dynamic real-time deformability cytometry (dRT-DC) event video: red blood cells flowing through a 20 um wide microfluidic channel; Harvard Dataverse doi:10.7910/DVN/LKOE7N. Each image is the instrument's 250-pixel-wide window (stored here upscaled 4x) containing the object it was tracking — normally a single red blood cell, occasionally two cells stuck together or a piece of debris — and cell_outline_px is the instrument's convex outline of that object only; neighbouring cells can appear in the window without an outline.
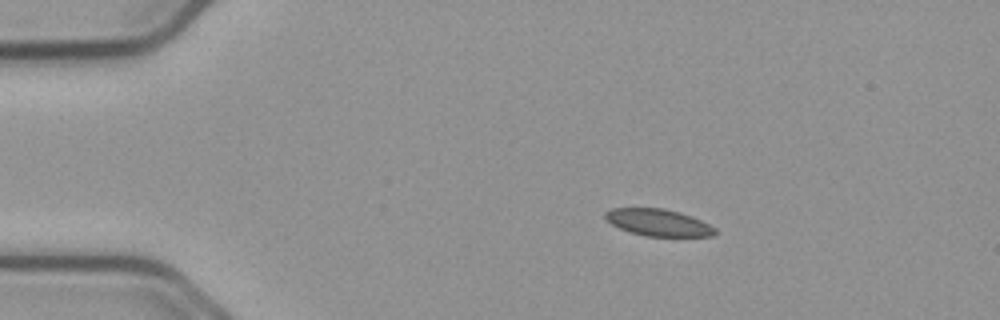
{"species": "common noctule bat (a hibernating species)", "species_latin": "Nyctalus noctula", "temperature_condition": "cold", "stored_images_in_passage": 47, "camera_frame_rate_fps": 3000, "um_per_image_px": 0.085, "animal": {"sex": "male", "body_mass_g": 23.1, "forearm_length_mm": 52.7}, "frame": {"image": 1, "passage_image": 1, "time_ms": 0.0, "image_size_px": [1000, 320], "cell_outline_px": [[716, 232], [712, 236], [644, 236], [628, 232], [604, 220], [604, 212], [612, 208], [664, 208], [680, 212], [692, 216], [716, 228]], "centroid_in_image_um": [55.91, 18.91], "position_along_channel_um": 29.1, "area_um2": 17.34}}
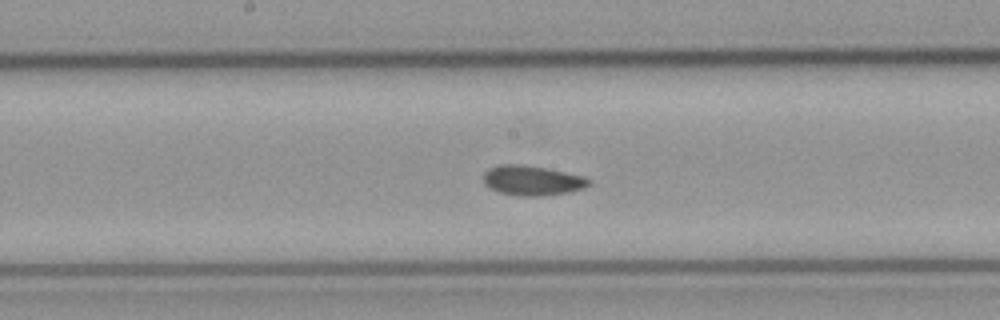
{"frame": {"image": 2, "passage_image": 20, "time_ms": 6.333, "image_size_px": [1000, 320], "cell_outline_px": [[592, 180], [584, 188], [568, 192], [540, 196], [516, 196], [500, 192], [488, 188], [484, 184], [484, 172], [488, 168], [500, 164], [524, 164], [584, 176]], "centroid_in_image_um": [45.2, 15.34], "position_along_channel_um": 203.0, "area_um2": 18.38}}
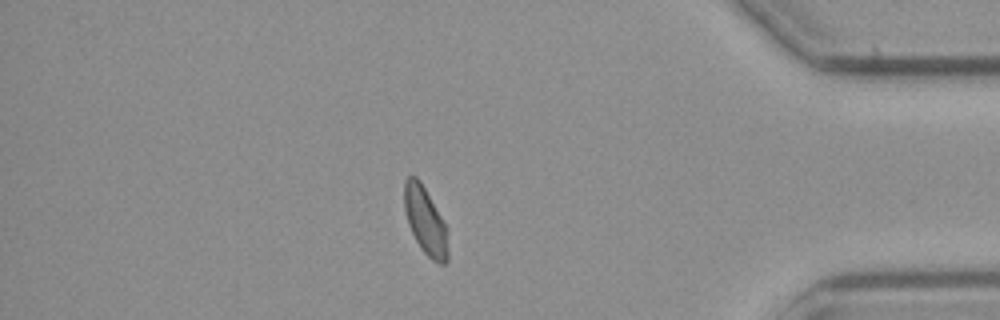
{"frame": {"image": 3, "passage_image": 39, "time_ms": 12.667, "image_size_px": [1000, 320], "cell_outline_px": [[448, 260], [444, 264], [440, 264], [432, 260], [420, 248], [408, 224], [404, 208], [404, 180], [408, 176], [416, 176], [420, 180], [448, 228]], "centroid_in_image_um": [36.17, 18.78], "position_along_channel_um": 399.0, "area_um2": 17.34}, "authors_computed_cell_mechanics": {"area_um2": 17.5712, "velocity_mm_per_s": 3.6863, "shape_relaxation_time_tau1_ms": null, "shape_relaxation_time_tau2_ms": 3.7104, "deformation_change_tau1": null, "deformation_change_tau2": 0.0757}}